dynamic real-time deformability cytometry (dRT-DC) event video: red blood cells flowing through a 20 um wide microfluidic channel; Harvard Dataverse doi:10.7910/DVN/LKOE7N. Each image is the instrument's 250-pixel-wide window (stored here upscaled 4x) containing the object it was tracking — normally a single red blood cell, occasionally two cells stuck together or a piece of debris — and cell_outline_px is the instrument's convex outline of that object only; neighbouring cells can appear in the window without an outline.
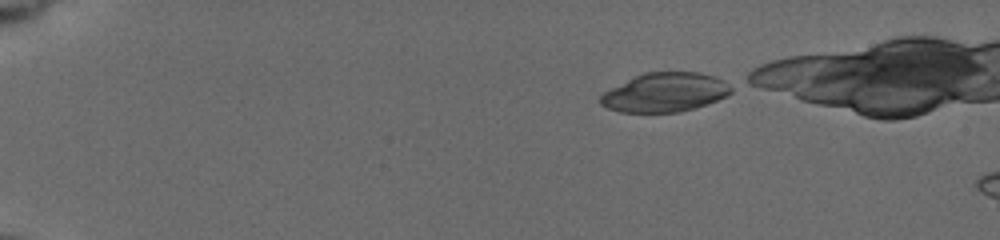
{"species": "common noctule bat (a hibernating species)", "species_latin": "Nyctalus noctula", "temperature_condition": "cold", "stored_images_in_passage": 7, "camera_frame_rate_fps": 3000, "um_per_image_px": 0.085, "animal": {"sex": "female", "body_mass_g": 19.5, "forearm_length_mm": 54.1}, "frame": {"image": 1, "passage_image": 1, "time_ms": 0.0, "image_size_px": [1000, 240], "cell_outline_px": [[732, 92], [716, 100], [696, 108], [680, 112], [620, 112], [608, 108], [600, 104], [600, 96], [604, 92], [644, 72], [700, 72], [716, 76], [732, 84]], "centroid_in_image_um": [56.57, 7.85], "position_along_channel_um": 28.4, "area_um2": 29.71}}